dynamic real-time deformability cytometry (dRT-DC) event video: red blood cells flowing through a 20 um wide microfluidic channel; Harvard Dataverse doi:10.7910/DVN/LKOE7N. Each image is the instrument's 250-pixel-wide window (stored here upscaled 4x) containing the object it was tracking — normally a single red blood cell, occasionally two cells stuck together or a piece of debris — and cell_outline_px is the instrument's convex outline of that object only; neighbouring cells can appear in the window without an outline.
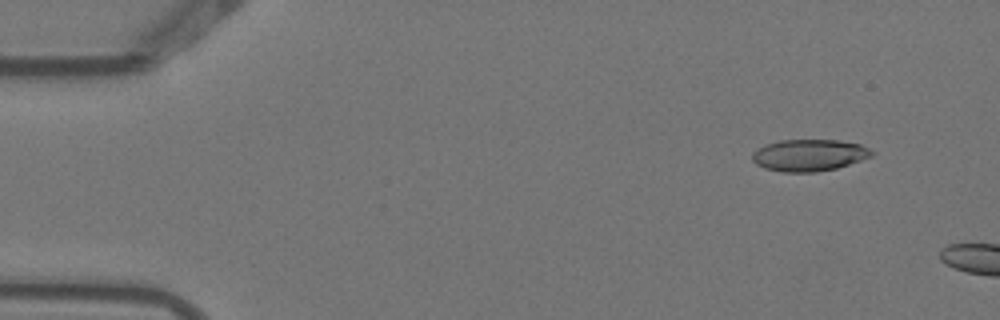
{"species": "Egyptian fruit bat (a non-hibernating species)", "species_latin": "Rousettus aegyptiacus", "temperature_condition": "warm", "stored_images_in_passage": 5, "camera_frame_rate_fps": 3000, "um_per_image_px": 0.085, "animal": {"sex": "female"}, "frame": {"image": 1, "passage_image": 2, "time_ms": 0.333, "image_size_px": [1000, 320], "cell_outline_px": [[876, 152], [872, 156], [836, 168], [816, 172], [780, 172], [764, 168], [756, 164], [752, 160], [752, 152], [768, 144], [780, 140], [840, 140], [860, 144]], "centroid_in_image_um": [68.78, 13.19], "position_along_channel_um": 16.2, "area_um2": 22.08}}